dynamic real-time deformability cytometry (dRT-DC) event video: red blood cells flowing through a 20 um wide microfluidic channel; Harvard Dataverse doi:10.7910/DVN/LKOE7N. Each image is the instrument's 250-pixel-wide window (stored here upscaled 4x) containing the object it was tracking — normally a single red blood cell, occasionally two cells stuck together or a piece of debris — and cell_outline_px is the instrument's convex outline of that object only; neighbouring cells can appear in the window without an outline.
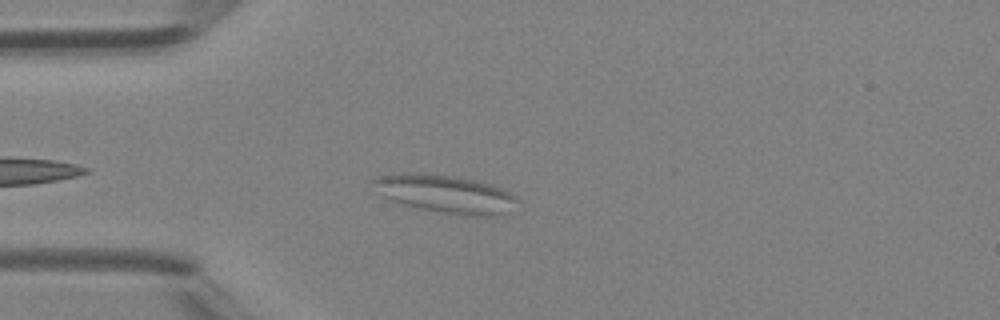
{"species": "Egyptian fruit bat (a non-hibernating species)", "species_latin": "Rousettus aegyptiacus", "temperature_condition": "room temperature", "stored_images_in_passage": 38, "segment_of_instrument_passage": [1, 2], "camera_frame_rate_fps": 3000, "um_per_image_px": 0.085, "animal": {"sex": "female"}, "frame": {"image": 1, "passage_image": 4, "time_ms": 1.0, "image_size_px": [1000, 320], "cell_outline_px": [[520, 200], [504, 212], [492, 216], [472, 216], [444, 212], [420, 208], [404, 204], [392, 200], [372, 192], [372, 180], [380, 176], [408, 172], [412, 172], [452, 176], [476, 180], [492, 184], [512, 192]], "centroid_in_image_um": [37.83, 16.46], "position_along_channel_um": 47.2, "area_um2": 31.79}}
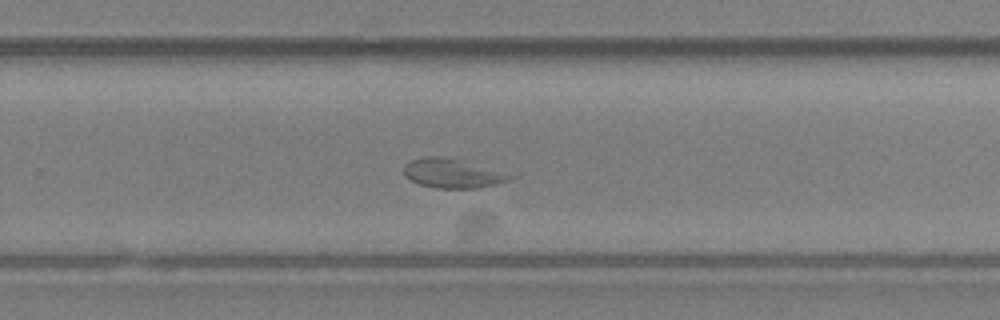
{"frame": {"image": 2, "passage_image": 22, "time_ms": 7.0, "image_size_px": [1000, 320], "cell_outline_px": [[516, 176], [508, 180], [476, 188], [436, 188], [420, 184], [404, 176], [404, 164], [412, 160], [424, 156], [444, 156]], "centroid_in_image_um": [38.36, 14.73], "position_along_channel_um": 291.4, "area_um2": 17.51}}
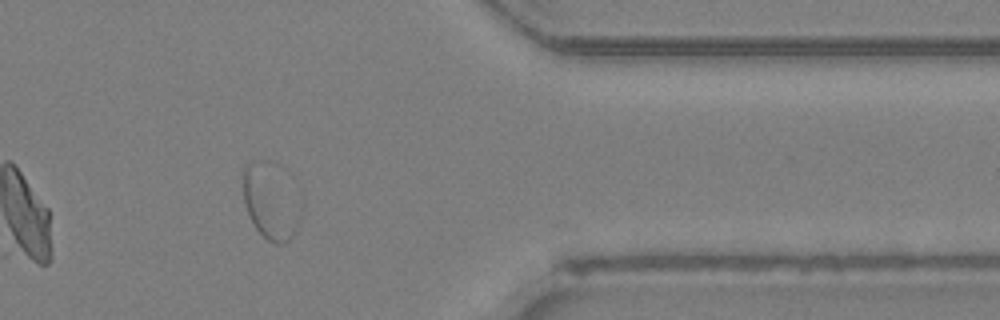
{"frame": {"image": 3, "passage_image": 30, "time_ms": 9.667, "image_size_px": [1000, 320], "cell_outline_px": [[292, 232], [288, 240], [280, 244], [276, 244], [268, 240], [256, 228], [244, 204], [244, 168], [248, 164], [252, 164]], "centroid_in_image_um": [22.42, 17.73], "position_along_channel_um": 389.0, "area_um2": 14.1}}